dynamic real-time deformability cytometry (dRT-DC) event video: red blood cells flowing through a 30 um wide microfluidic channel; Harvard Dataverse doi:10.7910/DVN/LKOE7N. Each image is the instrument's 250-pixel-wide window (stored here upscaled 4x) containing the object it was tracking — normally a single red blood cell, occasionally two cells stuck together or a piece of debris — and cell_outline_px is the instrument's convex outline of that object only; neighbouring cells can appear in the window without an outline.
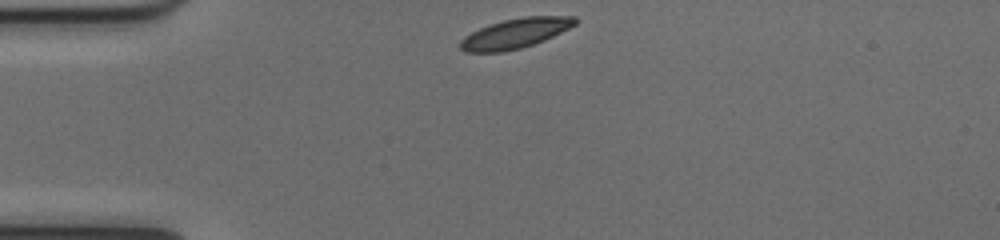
{"species": "common noctule bat (a hibernating species)", "species_latin": "Nyctalus noctula", "temperature_condition": "cold", "stored_images_in_passage": 40, "camera_frame_rate_fps": 3000, "um_per_image_px": 0.085, "animal": {"sex": "female", "body_mass_g": 17.0, "forearm_length_mm": 48.0}, "frame": {"image": 1, "passage_image": 1, "time_ms": 0.0, "image_size_px": [1000, 240], "cell_outline_px": [[580, 20], [576, 24], [544, 40], [520, 48], [504, 52], [464, 52], [460, 48], [460, 40], [464, 36], [480, 28], [504, 20], [524, 16], [576, 16]], "centroid_in_image_um": [43.81, 2.83], "position_along_channel_um": 41.2, "area_um2": 19.83}}
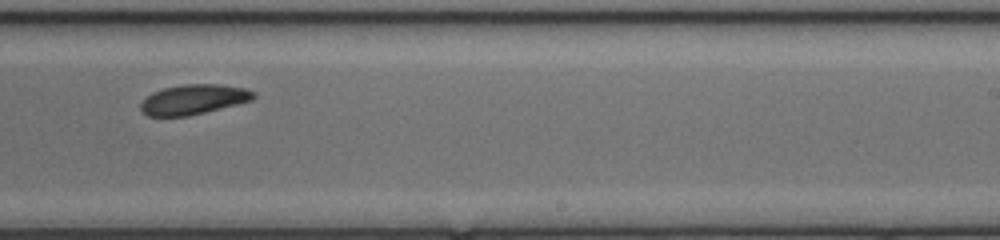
{"frame": {"image": 2, "passage_image": 21, "time_ms": 6.667, "image_size_px": [1000, 240], "cell_outline_px": [[256, 96], [252, 100], [188, 116], [148, 116], [140, 108], [140, 104], [152, 92], [164, 88], [184, 84], [220, 84], [244, 88], [256, 92]], "centroid_in_image_um": [16.46, 8.44], "position_along_channel_um": 272.5, "area_um2": 19.48}}
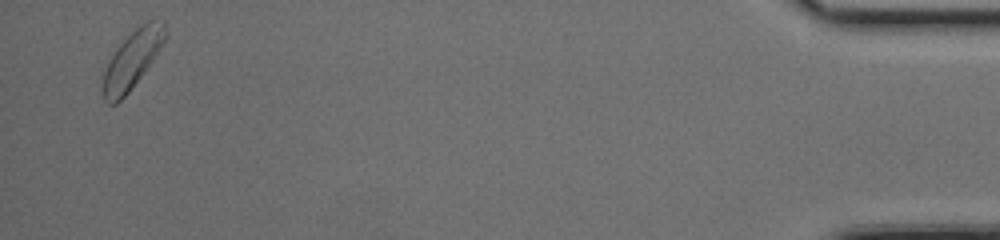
{"frame": {"image": 3, "passage_image": 39, "time_ms": 12.667, "image_size_px": [1000, 240], "cell_outline_px": [[168, 36], [152, 60], [128, 92], [116, 104], [108, 104], [104, 100], [100, 92], [100, 84], [104, 72], [116, 48], [140, 24], [148, 20], [164, 20], [168, 32]], "centroid_in_image_um": [11.23, 5.07], "position_along_channel_um": 424.0, "area_um2": 20.92}, "authors_computed_cell_mechanics": {"area_um2": 20.2011, "velocity_mm_per_s": 3.9528, "shape_relaxation_time_tau1_ms": 2.4458, "shape_relaxation_time_tau2_ms": null, "deformation_change_tau1": 0.1064, "deformation_change_tau2": null}}